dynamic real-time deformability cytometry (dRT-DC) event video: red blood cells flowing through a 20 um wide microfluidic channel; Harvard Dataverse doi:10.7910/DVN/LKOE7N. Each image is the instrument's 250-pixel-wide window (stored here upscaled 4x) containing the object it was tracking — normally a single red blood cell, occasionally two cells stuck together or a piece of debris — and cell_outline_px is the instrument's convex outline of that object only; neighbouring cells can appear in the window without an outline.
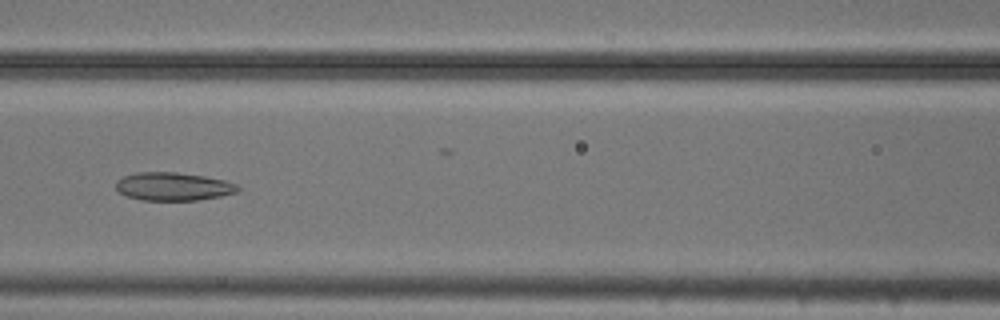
{"species": "common noctule bat (a hibernating species)", "species_latin": "Nyctalus noctula", "temperature_condition": "cold", "stored_images_in_passage": 54, "camera_frame_rate_fps": 3000, "um_per_image_px": 0.085, "animal": {"sex": "male", "body_mass_g": 20.5, "forearm_length_mm": 52.5}, "frame": {"image": 1, "passage_image": 24, "time_ms": 7.667, "image_size_px": [1000, 320], "cell_outline_px": [[240, 188], [236, 192], [220, 196], [196, 200], [140, 200], [128, 196], [120, 192], [116, 188], [116, 180], [124, 176], [136, 172], [176, 172], [204, 176], [224, 180], [236, 184]], "centroid_in_image_um": [14.7, 15.84], "position_along_channel_um": 151.9, "area_um2": 19.88}}
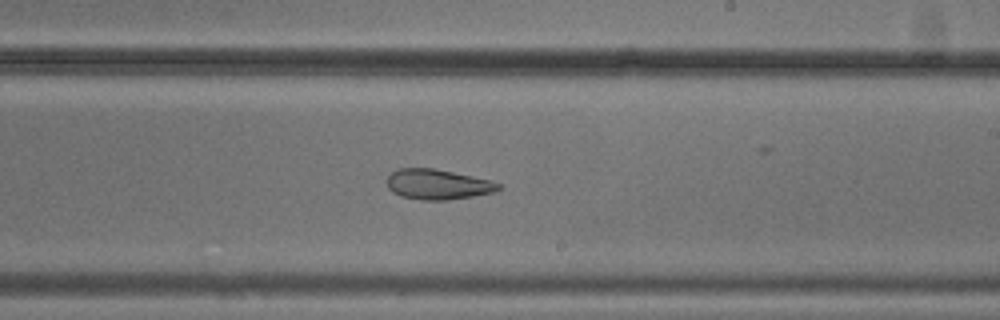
{"frame": {"image": 2, "passage_image": 32, "time_ms": 10.333, "image_size_px": [1000, 320], "cell_outline_px": [[500, 188], [496, 192], [448, 200], [420, 200], [400, 196], [392, 192], [388, 188], [384, 180], [396, 168], [432, 168], [452, 172], [488, 180], [500, 184]], "centroid_in_image_um": [37.13, 15.68], "position_along_channel_um": 251.9, "area_um2": 19.65}}
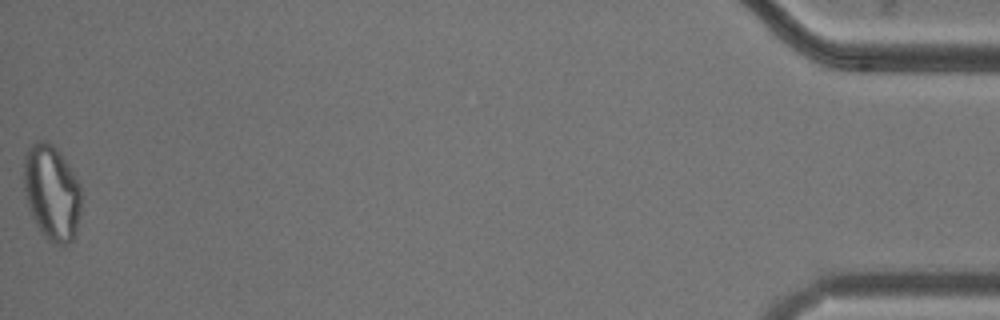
{"frame": {"image": 3, "passage_image": 54, "time_ms": 17.667, "image_size_px": [1000, 320], "cell_outline_px": [[80, 212], [76, 228], [72, 240], [68, 244], [60, 244], [48, 240], [44, 236], [36, 224], [28, 208], [24, 192], [24, 156], [28, 148], [36, 140], [44, 140], [52, 144], [60, 152], [72, 168], [80, 184]], "centroid_in_image_um": [4.39, 16.32], "position_along_channel_um": 430.8, "area_um2": 32.02}, "authors_computed_cell_mechanics": {"area_um2": 26.5302, "velocity_mm_per_s": 3.763, "shape_relaxation_time_tau1_ms": null, "shape_relaxation_time_tau2_ms": 5.0094, "deformation_change_tau1": null, "deformation_change_tau2": 0.1452}}